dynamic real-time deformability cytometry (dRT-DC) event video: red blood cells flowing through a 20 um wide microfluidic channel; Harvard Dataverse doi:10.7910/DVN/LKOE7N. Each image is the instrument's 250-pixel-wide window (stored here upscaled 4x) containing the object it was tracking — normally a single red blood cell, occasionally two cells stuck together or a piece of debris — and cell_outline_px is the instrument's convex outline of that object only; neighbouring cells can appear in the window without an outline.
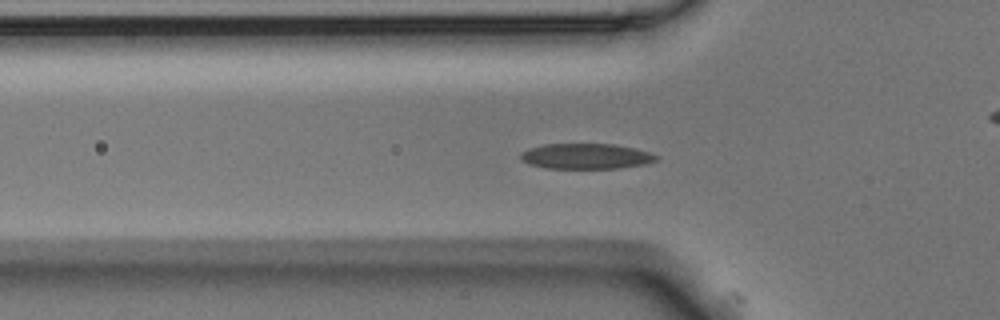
{"species": "Egyptian fruit bat (a non-hibernating species)", "species_latin": "Rousettus aegyptiacus", "temperature_condition": "room temperature", "stored_images_in_passage": 46, "camera_frame_rate_fps": 3000, "um_per_image_px": 0.085, "animal": {"sex": "male"}, "frame": {"image": 1, "passage_image": 8, "time_ms": 2.333, "image_size_px": [1000, 320], "cell_outline_px": [[660, 156], [656, 160], [648, 164], [620, 168], [548, 168], [532, 164], [520, 160], [520, 152], [528, 148], [544, 144], [616, 144], [636, 148]], "centroid_in_image_um": [49.84, 13.27], "position_along_channel_um": 76.0, "area_um2": 20.23}}
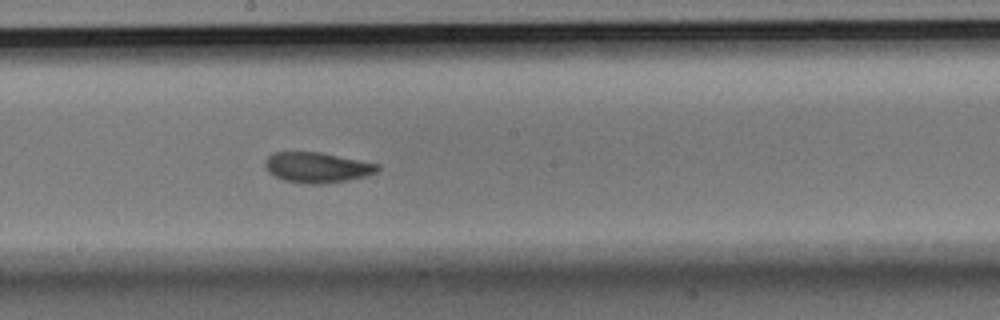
{"frame": {"image": 2, "passage_image": 20, "time_ms": 6.333, "image_size_px": [1000, 320], "cell_outline_px": [[380, 168], [376, 172], [364, 176], [348, 180], [320, 184], [300, 184], [284, 180], [268, 172], [264, 164], [264, 160], [272, 152], [320, 152], [380, 164]], "centroid_in_image_um": [26.93, 14.23], "position_along_channel_um": 221.3, "area_um2": 20.0}}
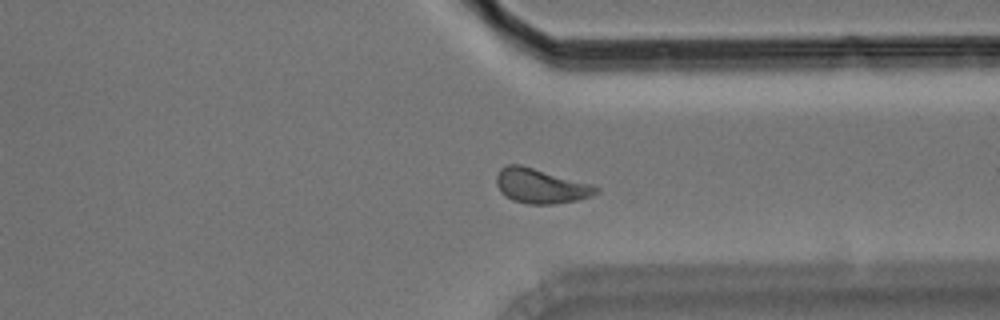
{"frame": {"image": 3, "passage_image": 32, "time_ms": 10.333, "image_size_px": [1000, 320], "cell_outline_px": [[600, 192], [592, 196], [576, 200], [552, 204], [528, 204], [512, 200], [504, 196], [500, 192], [496, 184], [496, 176], [500, 168], [508, 164], [520, 164], [596, 184], [600, 188]], "centroid_in_image_um": [45.99, 15.8], "position_along_channel_um": 365.4, "area_um2": 20.63}, "authors_computed_cell_mechanics": {"area_um2": 20.0277, "velocity_mm_per_s": 3.6093, "shape_relaxation_time_tau1_ms": 3.408, "shape_relaxation_time_tau2_ms": 1.3976, "deformation_change_tau1": 0.1352, "deformation_change_tau2": 0.076}}